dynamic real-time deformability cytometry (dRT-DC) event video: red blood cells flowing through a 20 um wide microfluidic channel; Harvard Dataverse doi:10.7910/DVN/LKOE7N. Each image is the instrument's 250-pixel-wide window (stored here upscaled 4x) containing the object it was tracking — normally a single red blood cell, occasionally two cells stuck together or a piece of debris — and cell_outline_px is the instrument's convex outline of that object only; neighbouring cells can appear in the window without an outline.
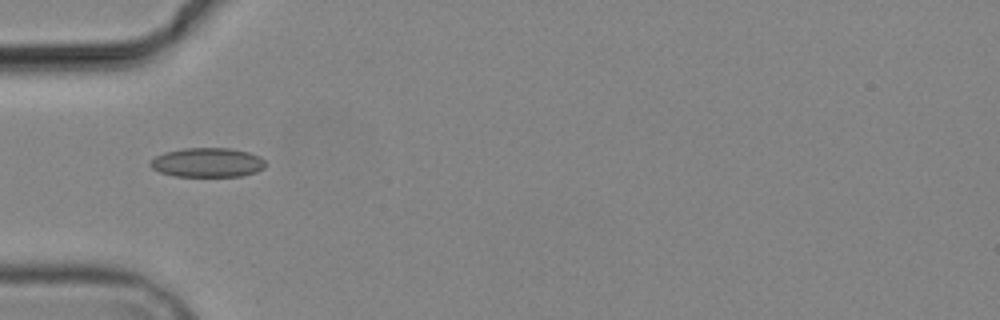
{"species": "common noctule bat (a hibernating species)", "species_latin": "Nyctalus noctula", "temperature_condition": "cold", "stored_images_in_passage": 3, "camera_frame_rate_fps": 3000, "um_per_image_px": 0.085, "animal": {"sex": "male", "body_mass_g": 19.2, "forearm_length_mm": 51.8}, "frame": {"image": 1, "passage_image": 1, "time_ms": 0.0, "image_size_px": [1000, 320], "cell_outline_px": [[264, 168], [256, 172], [240, 176], [172, 176], [160, 172], [152, 168], [148, 164], [156, 156], [164, 152], [184, 148], [232, 148], [248, 152], [260, 156], [264, 160]], "centroid_in_image_um": [17.62, 13.81], "position_along_channel_um": 67.4, "area_um2": 19.71}}
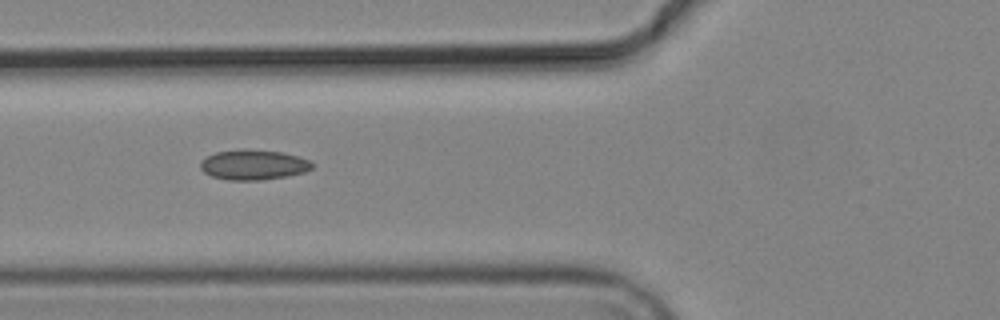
{"frame": {"image": 2, "passage_image": 2, "time_ms": 1.0, "image_size_px": [1000, 320], "cell_outline_px": [[316, 164], [312, 168], [304, 172], [288, 176], [260, 180], [228, 180], [212, 176], [204, 172], [200, 168], [200, 160], [216, 152], [244, 148], [284, 152], [312, 160]], "centroid_in_image_um": [21.58, 13.99], "position_along_channel_um": 104.2, "area_um2": 19.94}}
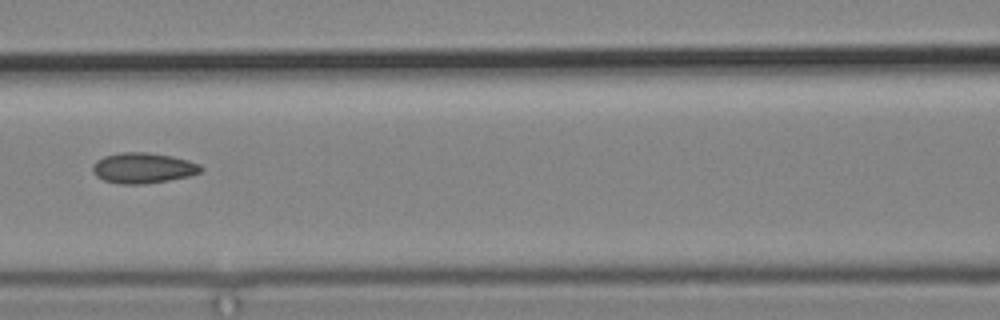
{"frame": {"image": 3, "passage_image": 3, "time_ms": 2.333, "image_size_px": [1000, 320], "cell_outline_px": [[204, 168], [200, 172], [188, 176], [168, 180], [144, 184], [120, 184], [104, 180], [96, 176], [92, 172], [92, 164], [96, 160], [104, 156], [120, 152], [148, 152], [172, 156], [188, 160], [200, 164]], "centroid_in_image_um": [12.14, 14.27], "position_along_channel_um": 154.5, "area_um2": 19.36}}